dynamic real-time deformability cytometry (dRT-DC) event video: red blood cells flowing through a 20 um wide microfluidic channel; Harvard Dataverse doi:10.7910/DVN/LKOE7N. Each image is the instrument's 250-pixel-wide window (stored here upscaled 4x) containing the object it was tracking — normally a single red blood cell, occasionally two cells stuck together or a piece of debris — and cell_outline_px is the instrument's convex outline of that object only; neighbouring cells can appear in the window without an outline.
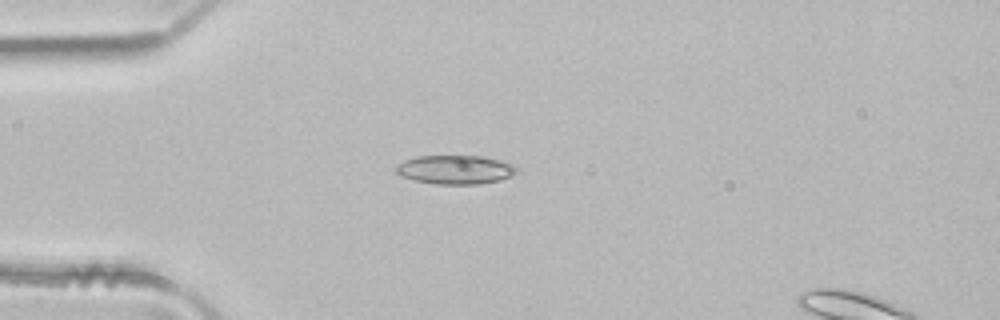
{"species": "common noctule bat (a hibernating species)", "species_latin": "Nyctalus noctula", "temperature_condition": "room temperature", "stored_images_in_passage": 4, "camera_frame_rate_fps": 3000, "um_per_image_px": 0.085, "animal": {"sex": "male", "body_mass_g": 21.5, "forearm_length_mm": 52.0}, "frame": {"image": 1, "passage_image": 3, "time_ms": 0.667, "image_size_px": [1000, 320], "cell_outline_px": [[520, 172], [512, 176], [500, 180], [480, 184], [436, 184], [416, 180], [400, 176], [396, 172], [396, 164], [404, 160], [416, 156], [484, 156], [500, 160], [512, 164]], "centroid_in_image_um": [38.72, 14.42], "position_along_channel_um": 46.3, "area_um2": 20.46}}